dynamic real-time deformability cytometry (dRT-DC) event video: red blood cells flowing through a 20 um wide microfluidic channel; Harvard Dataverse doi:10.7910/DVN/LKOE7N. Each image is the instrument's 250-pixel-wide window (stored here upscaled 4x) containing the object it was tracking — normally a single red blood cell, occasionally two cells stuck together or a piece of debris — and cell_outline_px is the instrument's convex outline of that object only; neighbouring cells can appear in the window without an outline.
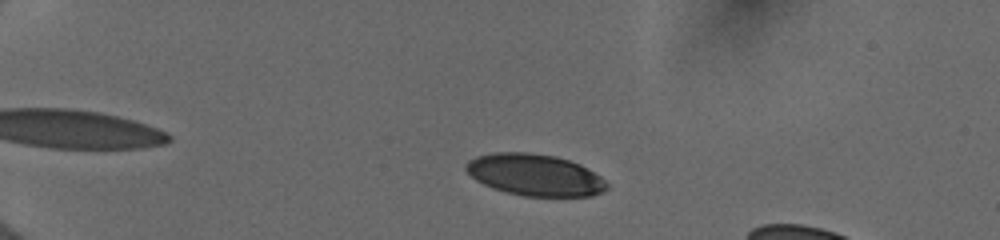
{"species": "human", "species_latin": "Homo sapiens", "temperature_condition": "cold", "stored_images_in_passage": 47, "segment_of_instrument_passage": [1, 2], "camera_frame_rate_fps": 3000, "um_per_image_px": 0.085, "donor": {"sex": "female"}, "frame": {"image": 1, "passage_image": 6, "time_ms": 1.667, "image_size_px": [1000, 240], "cell_outline_px": [[608, 188], [592, 196], [524, 196], [492, 188], [476, 180], [464, 168], [464, 164], [468, 160], [476, 156], [496, 152], [528, 152], [556, 156], [580, 164], [600, 176], [608, 184]], "centroid_in_image_um": [45.44, 14.86], "position_along_channel_um": 39.6, "area_um2": 34.16}}
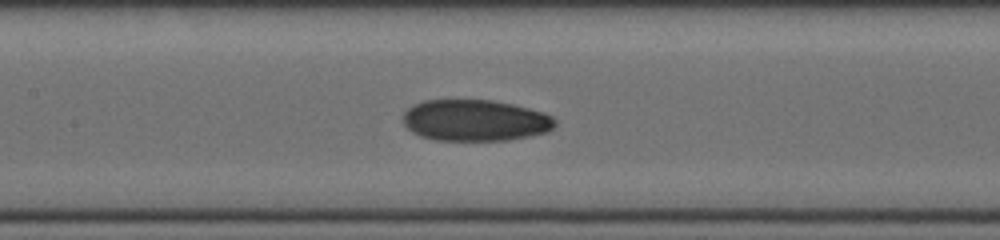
{"frame": {"image": 2, "passage_image": 21, "time_ms": 6.667, "image_size_px": [1000, 240], "cell_outline_px": [[556, 124], [548, 132], [508, 140], [436, 140], [420, 136], [412, 132], [404, 124], [404, 112], [412, 104], [424, 100], [488, 100], [512, 104], [528, 108], [552, 116], [556, 120]], "centroid_in_image_um": [40.37, 10.23], "position_along_channel_um": 167.0, "area_um2": 36.53}}
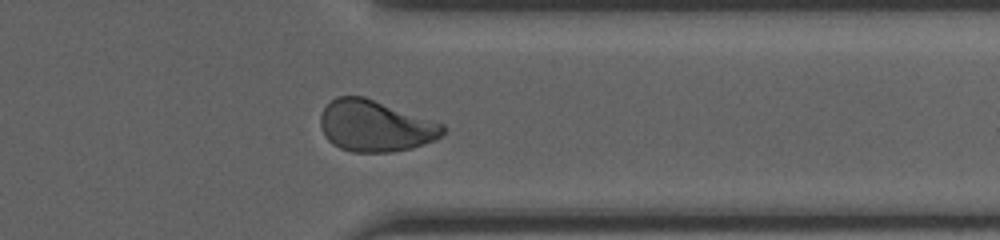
{"frame": {"image": 3, "passage_image": 37, "time_ms": 12.0, "image_size_px": [1000, 240], "cell_outline_px": [[444, 132], [436, 140], [412, 148], [392, 152], [352, 152], [340, 148], [332, 144], [324, 136], [320, 124], [320, 116], [324, 108], [336, 96], [364, 96], [444, 124]], "centroid_in_image_um": [31.88, 10.71], "position_along_channel_um": 379.5, "area_um2": 36.65}}